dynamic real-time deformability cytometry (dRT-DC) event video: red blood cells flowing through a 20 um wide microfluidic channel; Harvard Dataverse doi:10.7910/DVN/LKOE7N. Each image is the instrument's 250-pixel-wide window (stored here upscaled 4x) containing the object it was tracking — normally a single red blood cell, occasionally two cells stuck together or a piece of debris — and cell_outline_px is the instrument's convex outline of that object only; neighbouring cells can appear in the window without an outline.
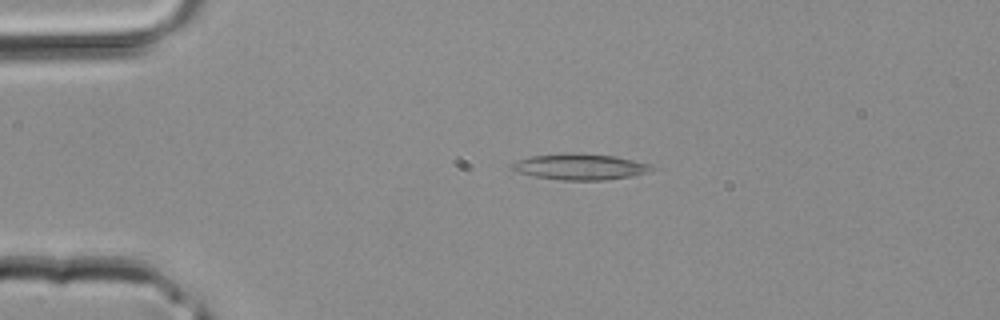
{"species": "common noctule bat (a hibernating species)", "species_latin": "Nyctalus noctula", "temperature_condition": "room temperature", "stored_images_in_passage": 35, "camera_frame_rate_fps": 3000, "um_per_image_px": 0.085, "animal": {"sex": "male", "body_mass_g": 20.4}, "frame": {"image": 1, "passage_image": 7, "time_ms": 2.0, "image_size_px": [1000, 320], "cell_outline_px": [[656, 168], [652, 172], [632, 176], [604, 180], [560, 180], [512, 172], [508, 168], [512, 164], [520, 160], [532, 156], [572, 152], [580, 152], [616, 156], [656, 164]], "centroid_in_image_um": [49.39, 14.17], "position_along_channel_um": 35.6, "area_um2": 21.79}}
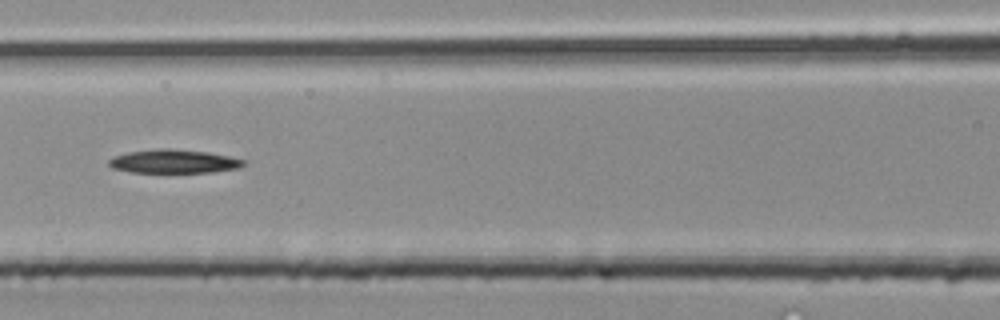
{"frame": {"image": 2, "passage_image": 16, "time_ms": 5.0, "image_size_px": [1000, 320], "cell_outline_px": [[244, 164], [240, 168], [212, 172], [132, 172], [112, 168], [108, 164], [108, 160], [116, 156], [128, 152], [164, 148], [168, 148], [208, 152], [228, 156], [244, 160]], "centroid_in_image_um": [14.78, 13.72], "position_along_channel_um": 151.8, "area_um2": 18.32}}
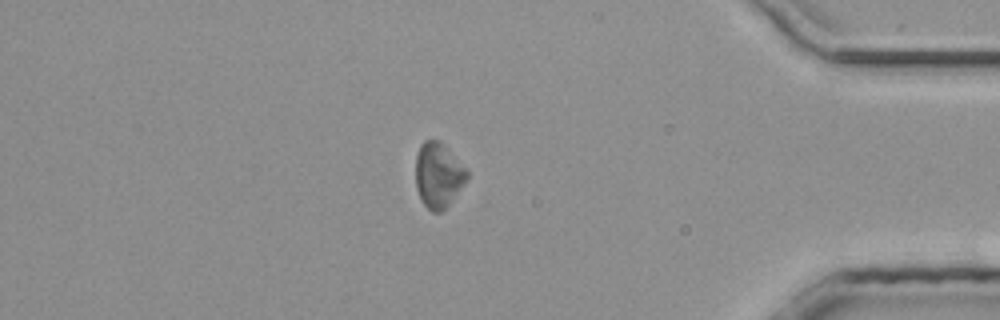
{"frame": {"image": 3, "passage_image": 32, "time_ms": 10.333, "image_size_px": [1000, 320], "cell_outline_px": [[468, 180], [448, 204], [440, 212], [432, 212], [424, 204], [416, 188], [416, 156], [420, 144], [424, 140], [440, 140], [444, 144], [468, 172]], "centroid_in_image_um": [37.25, 14.87], "position_along_channel_um": 398.0, "area_um2": 19.25}}